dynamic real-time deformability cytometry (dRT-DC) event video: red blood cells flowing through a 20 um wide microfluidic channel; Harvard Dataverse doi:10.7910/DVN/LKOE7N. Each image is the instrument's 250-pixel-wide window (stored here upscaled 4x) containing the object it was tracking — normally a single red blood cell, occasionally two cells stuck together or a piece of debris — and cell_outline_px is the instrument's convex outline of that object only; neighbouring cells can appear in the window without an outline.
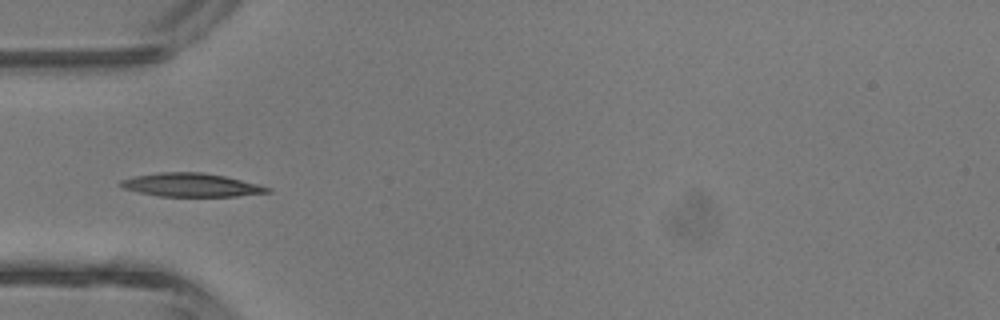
{"species": "common noctule bat (a hibernating species)", "species_latin": "Nyctalus noctula", "temperature_condition": "room temperature", "stored_images_in_passage": 6, "camera_frame_rate_fps": 3000, "um_per_image_px": 0.085, "animal": {"sex": "male", "body_mass_g": 13.3}, "frame": {"image": 1, "passage_image": 5, "time_ms": 4.667, "image_size_px": [1000, 320], "cell_outline_px": [[272, 192], [236, 196], [160, 196], [140, 192], [124, 188], [116, 184], [120, 180], [132, 176], [160, 172], [200, 172], [224, 176], [272, 188]], "centroid_in_image_um": [16.21, 15.72], "position_along_channel_um": 68.8, "area_um2": 19.94}}
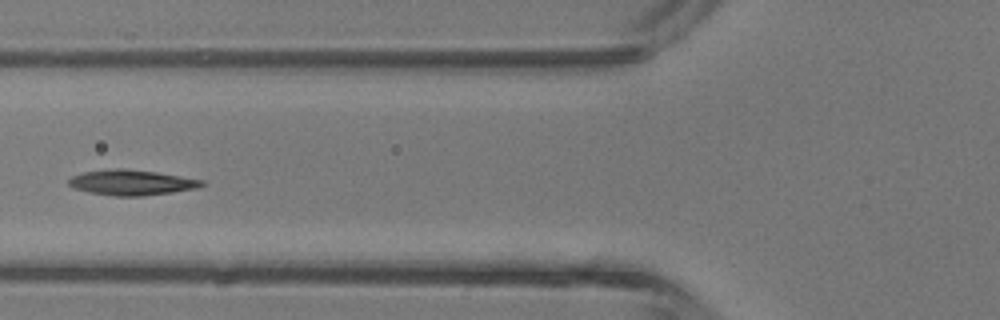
{"frame": {"image": 2, "passage_image": 6, "time_ms": 5.667, "image_size_px": [1000, 320], "cell_outline_px": [[204, 184], [200, 188], [144, 196], [112, 196], [88, 192], [72, 188], [68, 184], [68, 180], [72, 176], [84, 172], [112, 168], [124, 168], [156, 172], [204, 180]], "centroid_in_image_um": [11.17, 15.52], "position_along_channel_um": 114.6, "area_um2": 19.83}}